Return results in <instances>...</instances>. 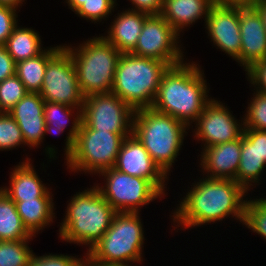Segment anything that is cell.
<instances>
[{"label":"cell","instance_id":"cell-1","mask_svg":"<svg viewBox=\"0 0 266 266\" xmlns=\"http://www.w3.org/2000/svg\"><path fill=\"white\" fill-rule=\"evenodd\" d=\"M186 195L170 217L173 228L181 230L200 227L209 223L233 217L243 224L248 192L235 180L220 178H201L192 183ZM193 186V187H192ZM244 198V199H243ZM177 224V225H176Z\"/></svg>","mask_w":266,"mask_h":266},{"label":"cell","instance_id":"cell-2","mask_svg":"<svg viewBox=\"0 0 266 266\" xmlns=\"http://www.w3.org/2000/svg\"><path fill=\"white\" fill-rule=\"evenodd\" d=\"M201 68L194 61L170 66L160 81L151 108L170 115L193 129L192 124L212 99L208 96L210 88Z\"/></svg>","mask_w":266,"mask_h":266},{"label":"cell","instance_id":"cell-3","mask_svg":"<svg viewBox=\"0 0 266 266\" xmlns=\"http://www.w3.org/2000/svg\"><path fill=\"white\" fill-rule=\"evenodd\" d=\"M69 200L58 236L62 242L87 245L89 251L109 229L117 212L95 185L76 192Z\"/></svg>","mask_w":266,"mask_h":266},{"label":"cell","instance_id":"cell-4","mask_svg":"<svg viewBox=\"0 0 266 266\" xmlns=\"http://www.w3.org/2000/svg\"><path fill=\"white\" fill-rule=\"evenodd\" d=\"M189 129L184 122L152 108L134 112L132 134L168 177Z\"/></svg>","mask_w":266,"mask_h":266},{"label":"cell","instance_id":"cell-5","mask_svg":"<svg viewBox=\"0 0 266 266\" xmlns=\"http://www.w3.org/2000/svg\"><path fill=\"white\" fill-rule=\"evenodd\" d=\"M141 220L139 213L117 212L109 229L89 251H86L85 256L100 266L141 264L145 242Z\"/></svg>","mask_w":266,"mask_h":266},{"label":"cell","instance_id":"cell-6","mask_svg":"<svg viewBox=\"0 0 266 266\" xmlns=\"http://www.w3.org/2000/svg\"><path fill=\"white\" fill-rule=\"evenodd\" d=\"M169 67L168 63L157 59L122 53L111 92L118 95L134 111L151 108L160 81Z\"/></svg>","mask_w":266,"mask_h":266},{"label":"cell","instance_id":"cell-7","mask_svg":"<svg viewBox=\"0 0 266 266\" xmlns=\"http://www.w3.org/2000/svg\"><path fill=\"white\" fill-rule=\"evenodd\" d=\"M63 47L72 56L79 88L84 97L112 91L115 71L122 53L103 35L88 38L78 47L67 44Z\"/></svg>","mask_w":266,"mask_h":266},{"label":"cell","instance_id":"cell-8","mask_svg":"<svg viewBox=\"0 0 266 266\" xmlns=\"http://www.w3.org/2000/svg\"><path fill=\"white\" fill-rule=\"evenodd\" d=\"M129 135L94 130L81 123L73 154L65 161L67 169L95 175L113 168L123 140Z\"/></svg>","mask_w":266,"mask_h":266},{"label":"cell","instance_id":"cell-9","mask_svg":"<svg viewBox=\"0 0 266 266\" xmlns=\"http://www.w3.org/2000/svg\"><path fill=\"white\" fill-rule=\"evenodd\" d=\"M98 176L104 177L105 185L95 183V187L116 212L140 213L144 205L165 197L151 181L120 172L114 167Z\"/></svg>","mask_w":266,"mask_h":266},{"label":"cell","instance_id":"cell-10","mask_svg":"<svg viewBox=\"0 0 266 266\" xmlns=\"http://www.w3.org/2000/svg\"><path fill=\"white\" fill-rule=\"evenodd\" d=\"M44 101L83 108V96L71 54L62 47L49 61L39 92Z\"/></svg>","mask_w":266,"mask_h":266},{"label":"cell","instance_id":"cell-11","mask_svg":"<svg viewBox=\"0 0 266 266\" xmlns=\"http://www.w3.org/2000/svg\"><path fill=\"white\" fill-rule=\"evenodd\" d=\"M134 112L112 92L92 94L84 99L82 123L94 130L132 134Z\"/></svg>","mask_w":266,"mask_h":266},{"label":"cell","instance_id":"cell-12","mask_svg":"<svg viewBox=\"0 0 266 266\" xmlns=\"http://www.w3.org/2000/svg\"><path fill=\"white\" fill-rule=\"evenodd\" d=\"M180 35L161 14L147 16L135 49L131 54L153 58L170 66L184 62Z\"/></svg>","mask_w":266,"mask_h":266},{"label":"cell","instance_id":"cell-13","mask_svg":"<svg viewBox=\"0 0 266 266\" xmlns=\"http://www.w3.org/2000/svg\"><path fill=\"white\" fill-rule=\"evenodd\" d=\"M232 111L223 102L211 99L194 125V139L203 143L204 149L219 143L231 142L239 139L244 130L243 117L238 121ZM239 123V124H238ZM205 142V143H204Z\"/></svg>","mask_w":266,"mask_h":266},{"label":"cell","instance_id":"cell-14","mask_svg":"<svg viewBox=\"0 0 266 266\" xmlns=\"http://www.w3.org/2000/svg\"><path fill=\"white\" fill-rule=\"evenodd\" d=\"M205 29L214 47L235 61L241 53L239 5L215 3L205 21Z\"/></svg>","mask_w":266,"mask_h":266},{"label":"cell","instance_id":"cell-15","mask_svg":"<svg viewBox=\"0 0 266 266\" xmlns=\"http://www.w3.org/2000/svg\"><path fill=\"white\" fill-rule=\"evenodd\" d=\"M114 168L128 175L151 181L166 195L165 181H168L169 177L153 161L148 151L133 134L123 140Z\"/></svg>","mask_w":266,"mask_h":266},{"label":"cell","instance_id":"cell-16","mask_svg":"<svg viewBox=\"0 0 266 266\" xmlns=\"http://www.w3.org/2000/svg\"><path fill=\"white\" fill-rule=\"evenodd\" d=\"M239 16L241 53L236 62L246 71L266 59V31L262 17L253 4L239 5Z\"/></svg>","mask_w":266,"mask_h":266},{"label":"cell","instance_id":"cell-17","mask_svg":"<svg viewBox=\"0 0 266 266\" xmlns=\"http://www.w3.org/2000/svg\"><path fill=\"white\" fill-rule=\"evenodd\" d=\"M45 101L37 92H27L8 112L20 127L25 146L40 147L45 138ZM39 145V146H38Z\"/></svg>","mask_w":266,"mask_h":266},{"label":"cell","instance_id":"cell-18","mask_svg":"<svg viewBox=\"0 0 266 266\" xmlns=\"http://www.w3.org/2000/svg\"><path fill=\"white\" fill-rule=\"evenodd\" d=\"M240 155L241 137L235 141L202 149L199 167L206 177L235 180L240 165Z\"/></svg>","mask_w":266,"mask_h":266},{"label":"cell","instance_id":"cell-19","mask_svg":"<svg viewBox=\"0 0 266 266\" xmlns=\"http://www.w3.org/2000/svg\"><path fill=\"white\" fill-rule=\"evenodd\" d=\"M28 157L15 165L10 172L9 186L0 189L13 201L34 200L35 198L54 197L51 189L38 175ZM45 184V185H44Z\"/></svg>","mask_w":266,"mask_h":266},{"label":"cell","instance_id":"cell-20","mask_svg":"<svg viewBox=\"0 0 266 266\" xmlns=\"http://www.w3.org/2000/svg\"><path fill=\"white\" fill-rule=\"evenodd\" d=\"M44 118L46 123L45 135L47 133L60 135L62 132H64L67 123L70 124L69 121L72 119V126L67 133L68 136H66L64 148V156L66 155L65 160L67 161L74 151L75 140L82 123V109L71 107L65 104L45 101Z\"/></svg>","mask_w":266,"mask_h":266},{"label":"cell","instance_id":"cell-21","mask_svg":"<svg viewBox=\"0 0 266 266\" xmlns=\"http://www.w3.org/2000/svg\"><path fill=\"white\" fill-rule=\"evenodd\" d=\"M148 15L126 9L118 12L109 26L107 35L103 36L120 53H131L138 41L144 21Z\"/></svg>","mask_w":266,"mask_h":266},{"label":"cell","instance_id":"cell-22","mask_svg":"<svg viewBox=\"0 0 266 266\" xmlns=\"http://www.w3.org/2000/svg\"><path fill=\"white\" fill-rule=\"evenodd\" d=\"M215 0H163L161 15L180 35L190 25L203 18L206 21ZM184 28V29H183Z\"/></svg>","mask_w":266,"mask_h":266},{"label":"cell","instance_id":"cell-23","mask_svg":"<svg viewBox=\"0 0 266 266\" xmlns=\"http://www.w3.org/2000/svg\"><path fill=\"white\" fill-rule=\"evenodd\" d=\"M54 198H35L34 200L14 201L17 212L21 217L23 225L33 235L50 227L55 219Z\"/></svg>","mask_w":266,"mask_h":266},{"label":"cell","instance_id":"cell-24","mask_svg":"<svg viewBox=\"0 0 266 266\" xmlns=\"http://www.w3.org/2000/svg\"><path fill=\"white\" fill-rule=\"evenodd\" d=\"M62 47L63 44L56 47L55 45L54 47H47L41 54L16 63L15 75L24 84L28 92H40L48 61Z\"/></svg>","mask_w":266,"mask_h":266},{"label":"cell","instance_id":"cell-25","mask_svg":"<svg viewBox=\"0 0 266 266\" xmlns=\"http://www.w3.org/2000/svg\"><path fill=\"white\" fill-rule=\"evenodd\" d=\"M265 167L266 163L257 152L256 146L242 134L240 165L235 181L249 192L254 185H260Z\"/></svg>","mask_w":266,"mask_h":266},{"label":"cell","instance_id":"cell-26","mask_svg":"<svg viewBox=\"0 0 266 266\" xmlns=\"http://www.w3.org/2000/svg\"><path fill=\"white\" fill-rule=\"evenodd\" d=\"M39 32L32 28L19 27L18 25L13 29L9 36L5 47L8 54L17 63L22 60L33 58L41 54L45 48L40 38ZM43 48V49H42Z\"/></svg>","mask_w":266,"mask_h":266},{"label":"cell","instance_id":"cell-27","mask_svg":"<svg viewBox=\"0 0 266 266\" xmlns=\"http://www.w3.org/2000/svg\"><path fill=\"white\" fill-rule=\"evenodd\" d=\"M33 236L23 225L16 204L0 189V241L33 240Z\"/></svg>","mask_w":266,"mask_h":266},{"label":"cell","instance_id":"cell-28","mask_svg":"<svg viewBox=\"0 0 266 266\" xmlns=\"http://www.w3.org/2000/svg\"><path fill=\"white\" fill-rule=\"evenodd\" d=\"M31 240L0 241V266H28L33 250Z\"/></svg>","mask_w":266,"mask_h":266},{"label":"cell","instance_id":"cell-29","mask_svg":"<svg viewBox=\"0 0 266 266\" xmlns=\"http://www.w3.org/2000/svg\"><path fill=\"white\" fill-rule=\"evenodd\" d=\"M243 225L266 240V197L248 198ZM252 199V200H251Z\"/></svg>","mask_w":266,"mask_h":266},{"label":"cell","instance_id":"cell-30","mask_svg":"<svg viewBox=\"0 0 266 266\" xmlns=\"http://www.w3.org/2000/svg\"><path fill=\"white\" fill-rule=\"evenodd\" d=\"M27 92L16 75L0 82V113H8Z\"/></svg>","mask_w":266,"mask_h":266},{"label":"cell","instance_id":"cell-31","mask_svg":"<svg viewBox=\"0 0 266 266\" xmlns=\"http://www.w3.org/2000/svg\"><path fill=\"white\" fill-rule=\"evenodd\" d=\"M245 111L244 128L266 131V94L254 91Z\"/></svg>","mask_w":266,"mask_h":266},{"label":"cell","instance_id":"cell-32","mask_svg":"<svg viewBox=\"0 0 266 266\" xmlns=\"http://www.w3.org/2000/svg\"><path fill=\"white\" fill-rule=\"evenodd\" d=\"M25 145L20 127L9 113H0V151Z\"/></svg>","mask_w":266,"mask_h":266},{"label":"cell","instance_id":"cell-33","mask_svg":"<svg viewBox=\"0 0 266 266\" xmlns=\"http://www.w3.org/2000/svg\"><path fill=\"white\" fill-rule=\"evenodd\" d=\"M116 0H86L85 3L75 12L79 17L87 21L101 22L112 15L117 6Z\"/></svg>","mask_w":266,"mask_h":266},{"label":"cell","instance_id":"cell-34","mask_svg":"<svg viewBox=\"0 0 266 266\" xmlns=\"http://www.w3.org/2000/svg\"><path fill=\"white\" fill-rule=\"evenodd\" d=\"M85 257L81 258L78 256L64 255V254H46L37 256L34 252L29 259L28 266H77L80 261Z\"/></svg>","mask_w":266,"mask_h":266},{"label":"cell","instance_id":"cell-35","mask_svg":"<svg viewBox=\"0 0 266 266\" xmlns=\"http://www.w3.org/2000/svg\"><path fill=\"white\" fill-rule=\"evenodd\" d=\"M16 9L0 5V45H5L13 29L18 25Z\"/></svg>","mask_w":266,"mask_h":266},{"label":"cell","instance_id":"cell-36","mask_svg":"<svg viewBox=\"0 0 266 266\" xmlns=\"http://www.w3.org/2000/svg\"><path fill=\"white\" fill-rule=\"evenodd\" d=\"M245 73L253 90L266 94V59L253 64Z\"/></svg>","mask_w":266,"mask_h":266},{"label":"cell","instance_id":"cell-37","mask_svg":"<svg viewBox=\"0 0 266 266\" xmlns=\"http://www.w3.org/2000/svg\"><path fill=\"white\" fill-rule=\"evenodd\" d=\"M133 5L130 10L150 15H158L162 11L163 0H129Z\"/></svg>","mask_w":266,"mask_h":266},{"label":"cell","instance_id":"cell-38","mask_svg":"<svg viewBox=\"0 0 266 266\" xmlns=\"http://www.w3.org/2000/svg\"><path fill=\"white\" fill-rule=\"evenodd\" d=\"M243 135L256 146L257 152L266 163V131L244 128Z\"/></svg>","mask_w":266,"mask_h":266},{"label":"cell","instance_id":"cell-39","mask_svg":"<svg viewBox=\"0 0 266 266\" xmlns=\"http://www.w3.org/2000/svg\"><path fill=\"white\" fill-rule=\"evenodd\" d=\"M16 62L8 54L5 45H0V82L15 75Z\"/></svg>","mask_w":266,"mask_h":266},{"label":"cell","instance_id":"cell-40","mask_svg":"<svg viewBox=\"0 0 266 266\" xmlns=\"http://www.w3.org/2000/svg\"><path fill=\"white\" fill-rule=\"evenodd\" d=\"M253 5L257 8L259 14L261 15L263 20V25L266 31V0H258Z\"/></svg>","mask_w":266,"mask_h":266},{"label":"cell","instance_id":"cell-41","mask_svg":"<svg viewBox=\"0 0 266 266\" xmlns=\"http://www.w3.org/2000/svg\"><path fill=\"white\" fill-rule=\"evenodd\" d=\"M215 1L221 4L247 5V4H255L258 0H215Z\"/></svg>","mask_w":266,"mask_h":266},{"label":"cell","instance_id":"cell-42","mask_svg":"<svg viewBox=\"0 0 266 266\" xmlns=\"http://www.w3.org/2000/svg\"><path fill=\"white\" fill-rule=\"evenodd\" d=\"M25 0H0V5L1 6H8L14 9H18L20 8V6H22L23 2Z\"/></svg>","mask_w":266,"mask_h":266},{"label":"cell","instance_id":"cell-43","mask_svg":"<svg viewBox=\"0 0 266 266\" xmlns=\"http://www.w3.org/2000/svg\"><path fill=\"white\" fill-rule=\"evenodd\" d=\"M85 1L86 0H65L69 6L68 8L73 12H76L85 3Z\"/></svg>","mask_w":266,"mask_h":266},{"label":"cell","instance_id":"cell-44","mask_svg":"<svg viewBox=\"0 0 266 266\" xmlns=\"http://www.w3.org/2000/svg\"><path fill=\"white\" fill-rule=\"evenodd\" d=\"M77 266H100L92 263L86 256L80 261Z\"/></svg>","mask_w":266,"mask_h":266}]
</instances>
